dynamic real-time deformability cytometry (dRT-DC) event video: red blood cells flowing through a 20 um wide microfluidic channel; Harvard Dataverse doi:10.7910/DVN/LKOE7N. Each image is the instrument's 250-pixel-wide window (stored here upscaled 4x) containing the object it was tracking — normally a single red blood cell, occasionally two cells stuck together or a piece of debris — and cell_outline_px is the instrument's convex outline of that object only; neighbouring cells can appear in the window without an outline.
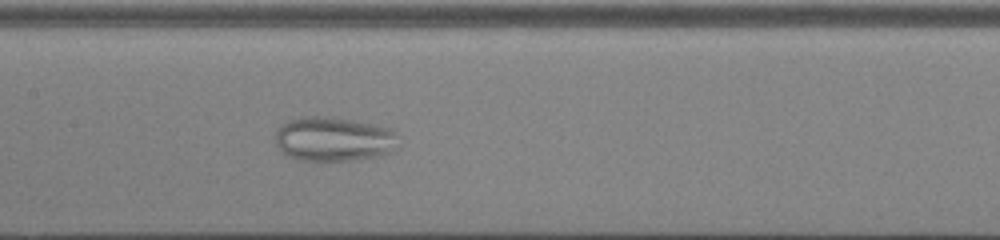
{"species": "common noctule bat (a hibernating species)", "species_latin": "Nyctalus noctula", "temperature_condition": "cold", "stored_images_in_passage": 34, "camera_frame_rate_fps": 3000, "um_per_image_px": 0.085, "animal": {"sex": "male", "body_mass_g": 13.0, "forearm_length_mm": 53.1}, "frame": {"image": 1, "passage_image": 15, "time_ms": 4.667, "image_size_px": [1000, 240], "cell_outline_px": [[396, 152], [376, 156], [352, 160], [300, 160], [288, 156], [276, 144], [276, 132], [280, 124], [288, 120], [300, 116], [332, 116], [392, 128], [396, 132]], "centroid_in_image_um": [28.37, 11.8], "position_along_channel_um": 179.0, "area_um2": 32.02}}